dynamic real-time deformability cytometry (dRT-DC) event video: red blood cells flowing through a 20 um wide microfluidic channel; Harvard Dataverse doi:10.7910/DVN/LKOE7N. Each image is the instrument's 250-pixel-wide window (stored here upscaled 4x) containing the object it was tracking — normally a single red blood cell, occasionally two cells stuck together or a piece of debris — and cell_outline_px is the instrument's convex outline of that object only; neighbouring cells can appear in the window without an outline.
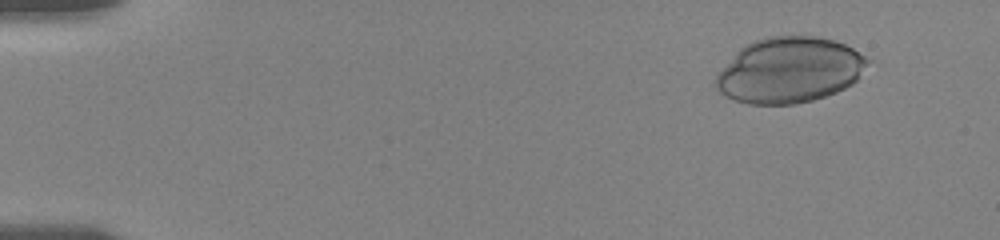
{"species": "human", "species_latin": "Homo sapiens", "temperature_condition": "room temperature", "stored_images_in_passage": 26, "camera_frame_rate_fps": 3000, "um_per_image_px": 0.085, "donor": {"sex": "female"}, "frame": {"image": 1, "passage_image": 6, "time_ms": 1.667, "image_size_px": [1000, 240], "cell_outline_px": [[868, 64], [856, 80], [852, 84], [836, 92], [812, 100], [796, 104], [748, 104], [736, 100], [720, 92], [712, 84], [716, 76], [736, 52], [740, 48], [756, 40], [768, 36], [816, 36], [836, 40], [852, 48], [864, 56], [868, 60]], "centroid_in_image_um": [67.09, 5.96], "position_along_channel_um": 17.9, "area_um2": 57.68}}